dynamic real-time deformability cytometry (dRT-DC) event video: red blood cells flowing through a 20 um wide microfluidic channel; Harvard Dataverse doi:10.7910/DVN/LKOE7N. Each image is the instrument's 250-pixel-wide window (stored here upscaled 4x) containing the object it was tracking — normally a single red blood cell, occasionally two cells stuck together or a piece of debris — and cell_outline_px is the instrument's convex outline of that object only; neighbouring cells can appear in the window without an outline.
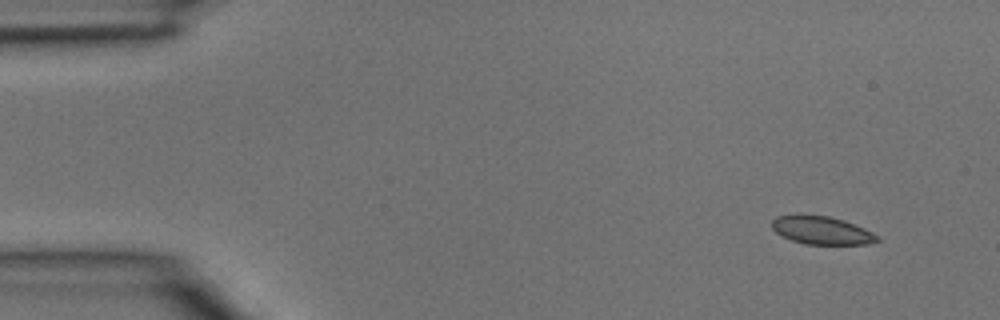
{"species": "common noctule bat (a hibernating species)", "species_latin": "Nyctalus noctula", "temperature_condition": "room temperature", "stored_images_in_passage": 4, "camera_frame_rate_fps": 3000, "um_per_image_px": 0.085, "animal": {"sex": "male", "body_mass_g": 15.6}, "frame": {"image": 1, "passage_image": 1, "time_ms": 0.0, "image_size_px": [1000, 320], "cell_outline_px": [[880, 240], [868, 244], [804, 244], [792, 240], [776, 232], [772, 228], [772, 220], [776, 216], [828, 216], [844, 220], [864, 228], [880, 236]], "centroid_in_image_um": [69.89, 19.6], "position_along_channel_um": 15.1, "area_um2": 16.88}}